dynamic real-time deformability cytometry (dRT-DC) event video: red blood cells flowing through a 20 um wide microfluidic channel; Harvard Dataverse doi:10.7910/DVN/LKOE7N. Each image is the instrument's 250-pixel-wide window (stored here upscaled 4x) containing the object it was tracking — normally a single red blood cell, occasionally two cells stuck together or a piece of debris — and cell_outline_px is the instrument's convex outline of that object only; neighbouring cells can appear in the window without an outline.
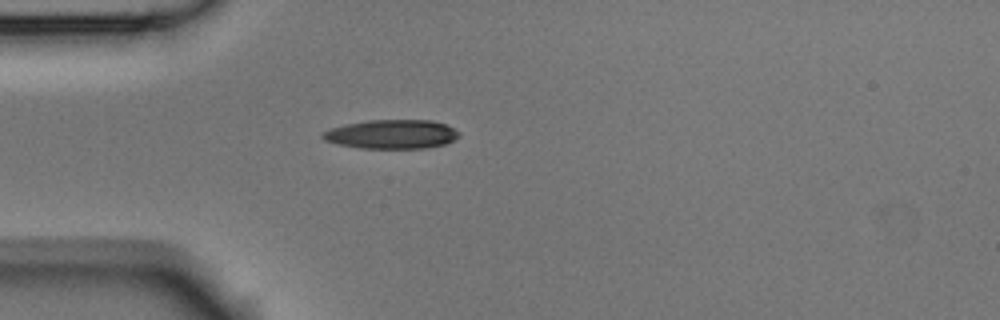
{"species": "Egyptian fruit bat (a non-hibernating species)", "species_latin": "Rousettus aegyptiacus", "temperature_condition": "room temperature", "stored_images_in_passage": 1, "camera_frame_rate_fps": 3000, "um_per_image_px": 0.085, "animal": {"sex": "male"}, "frame": {"image": 1, "passage_image": 1, "time_ms": 0.0, "image_size_px": [1000, 320], "cell_outline_px": [[460, 136], [444, 144], [428, 148], [360, 148], [340, 144], [324, 140], [320, 136], [320, 132], [328, 128], [344, 124], [368, 120], [432, 120], [448, 124], [460, 132]], "centroid_in_image_um": [33.28, 11.39], "position_along_channel_um": 51.7, "area_um2": 23.35}}